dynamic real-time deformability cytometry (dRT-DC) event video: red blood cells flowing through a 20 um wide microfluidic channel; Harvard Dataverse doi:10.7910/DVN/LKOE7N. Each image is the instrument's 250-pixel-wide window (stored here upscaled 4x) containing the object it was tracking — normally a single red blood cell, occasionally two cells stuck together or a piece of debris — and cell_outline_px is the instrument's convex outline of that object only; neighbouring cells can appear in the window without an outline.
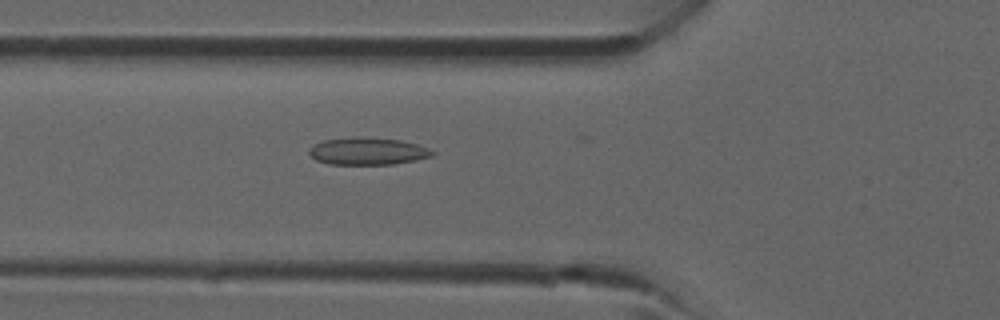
{"species": "common noctule bat (a hibernating species)", "species_latin": "Nyctalus noctula", "temperature_condition": "room temperature", "stored_images_in_passage": 37, "camera_frame_rate_fps": 3000, "um_per_image_px": 0.085, "animal": {"sex": "male", "forearm_length_mm": 52.5}, "frame": {"image": 1, "passage_image": 13, "time_ms": 4.0, "image_size_px": [1000, 320], "cell_outline_px": [[436, 152], [432, 156], [416, 160], [392, 164], [328, 164], [316, 160], [308, 152], [308, 148], [312, 144], [324, 140], [360, 136], [400, 140], [416, 144], [428, 148]], "centroid_in_image_um": [31.22, 12.84], "position_along_channel_um": 94.6, "area_um2": 19.65}}
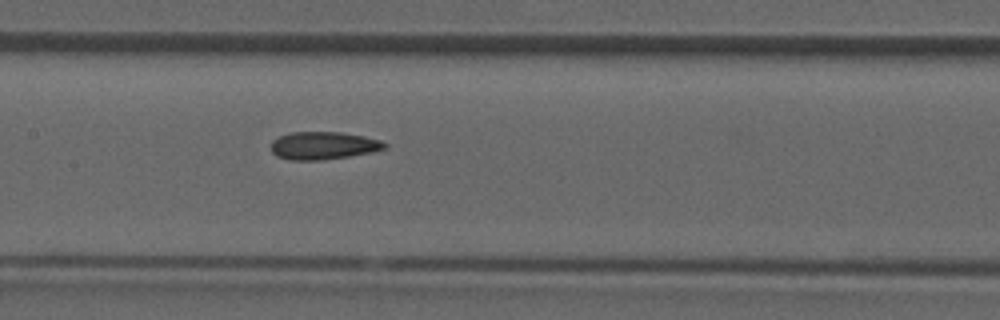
{"frame": {"image": 2, "passage_image": 18, "time_ms": 5.667, "image_size_px": [1000, 320], "cell_outline_px": [[388, 148], [372, 152], [348, 156], [320, 160], [288, 160], [276, 156], [272, 152], [272, 140], [280, 136], [292, 132], [340, 132], [364, 136], [380, 140], [388, 144]], "centroid_in_image_um": [27.5, 12.37], "position_along_channel_um": 179.9, "area_um2": 18.38}}
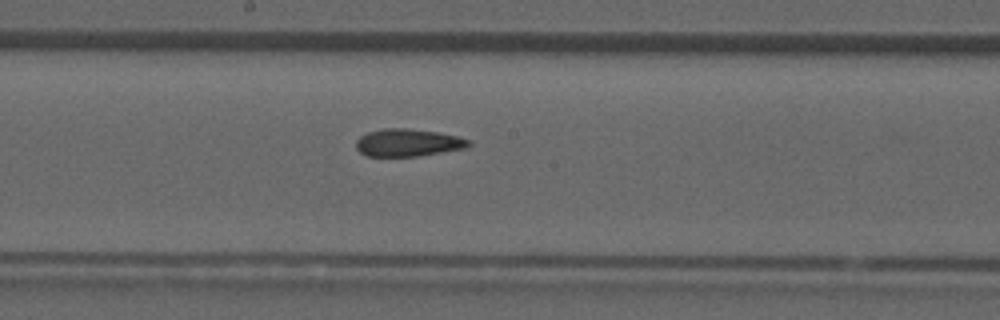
{"frame": {"image": 3, "passage_image": 20, "time_ms": 6.333, "image_size_px": [1000, 320], "cell_outline_px": [[472, 144], [464, 148], [416, 156], [368, 156], [360, 152], [356, 148], [356, 140], [360, 136], [368, 132], [384, 128], [408, 128], [436, 132], [456, 136], [472, 140]], "centroid_in_image_um": [34.66, 12.12], "position_along_channel_um": 213.5, "area_um2": 17.92}}